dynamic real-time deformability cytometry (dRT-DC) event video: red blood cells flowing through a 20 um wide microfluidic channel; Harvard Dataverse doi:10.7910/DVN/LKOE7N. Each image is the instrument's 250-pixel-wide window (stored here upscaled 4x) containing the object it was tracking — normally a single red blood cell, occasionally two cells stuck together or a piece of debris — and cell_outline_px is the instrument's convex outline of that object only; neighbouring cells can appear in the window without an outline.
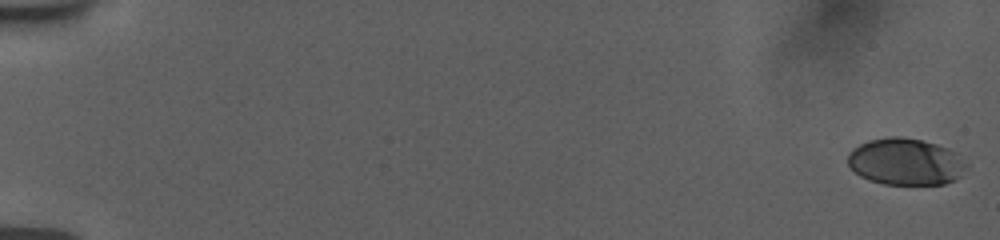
{"species": "human", "species_latin": "Homo sapiens", "temperature_condition": "room temperature", "stored_images_in_passage": 27, "camera_frame_rate_fps": 3000, "um_per_image_px": 0.085, "donor": {"sex": "female"}, "frame": {"image": 1, "passage_image": 1, "time_ms": 0.0, "image_size_px": [1000, 240], "cell_outline_px": [[968, 168], [956, 180], [944, 184], [884, 184], [868, 180], [860, 176], [848, 164], [848, 152], [852, 148], [868, 140], [888, 136], [900, 136], [920, 140], [936, 144], [948, 148], [956, 152], [968, 164]], "centroid_in_image_um": [76.99, 13.74], "position_along_channel_um": 8.0, "area_um2": 32.6}}
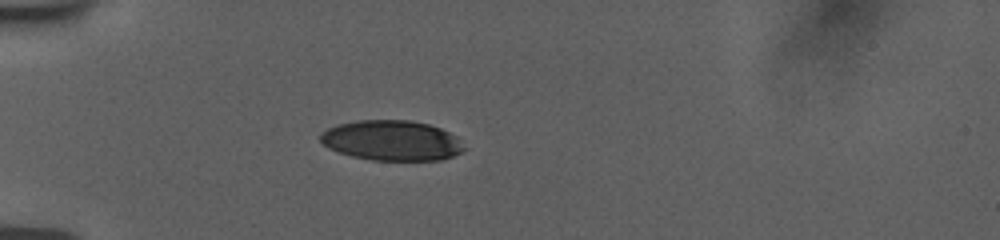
{"frame": {"image": 2, "passage_image": 19, "time_ms": 5.667, "image_size_px": [1000, 240], "cell_outline_px": [[468, 148], [452, 156], [440, 160], [372, 160], [352, 156], [328, 148], [320, 140], [320, 136], [328, 128], [336, 124], [356, 120], [412, 120], [428, 124], [440, 128], [456, 136]], "centroid_in_image_um": [33.32, 11.93], "position_along_channel_um": 51.7, "area_um2": 33.7}}
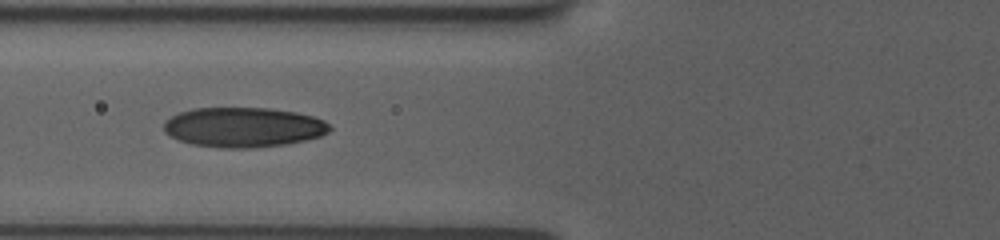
{"frame": {"image": 3, "passage_image": 26, "time_ms": 7.667, "image_size_px": [1000, 240], "cell_outline_px": [[332, 128], [328, 132], [320, 136], [288, 144], [248, 148], [220, 148], [192, 144], [180, 140], [164, 132], [164, 120], [180, 112], [192, 108], [268, 108], [296, 112], [312, 116], [324, 120]], "centroid_in_image_um": [20.69, 10.81], "position_along_channel_um": 105.1, "area_um2": 38.49}}